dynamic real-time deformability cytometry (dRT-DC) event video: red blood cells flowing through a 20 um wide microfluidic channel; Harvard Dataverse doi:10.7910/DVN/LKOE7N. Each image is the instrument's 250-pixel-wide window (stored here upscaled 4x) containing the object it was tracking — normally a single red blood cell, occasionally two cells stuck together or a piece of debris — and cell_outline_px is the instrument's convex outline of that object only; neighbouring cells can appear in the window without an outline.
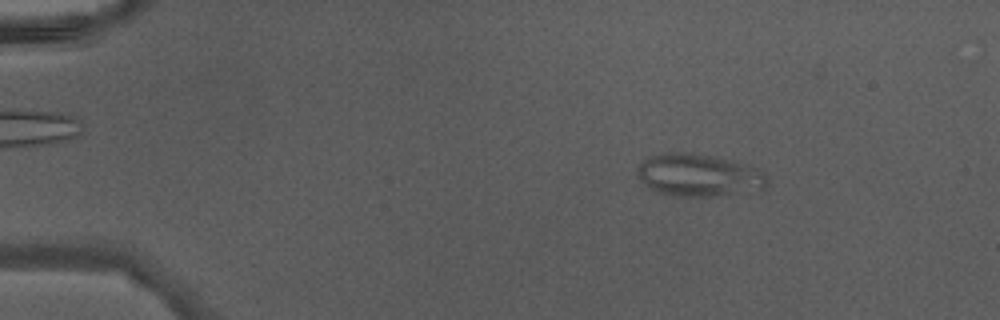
{"species": "Egyptian fruit bat (a non-hibernating species)", "species_latin": "Rousettus aegyptiacus", "temperature_condition": "warm", "stored_images_in_passage": 8, "camera_frame_rate_fps": 3000, "um_per_image_px": 0.085, "animal": {"sex": "male"}, "frame": {"image": 1, "passage_image": 7, "time_ms": 2.0, "image_size_px": [1000, 320], "cell_outline_px": [[768, 184], [764, 188], [712, 196], [668, 196], [652, 192], [644, 188], [636, 172], [640, 164], [648, 156], [664, 152], [692, 152], [736, 160], [756, 168], [764, 172], [768, 176]], "centroid_in_image_um": [59.32, 14.88], "position_along_channel_um": 25.7, "area_um2": 32.83}}